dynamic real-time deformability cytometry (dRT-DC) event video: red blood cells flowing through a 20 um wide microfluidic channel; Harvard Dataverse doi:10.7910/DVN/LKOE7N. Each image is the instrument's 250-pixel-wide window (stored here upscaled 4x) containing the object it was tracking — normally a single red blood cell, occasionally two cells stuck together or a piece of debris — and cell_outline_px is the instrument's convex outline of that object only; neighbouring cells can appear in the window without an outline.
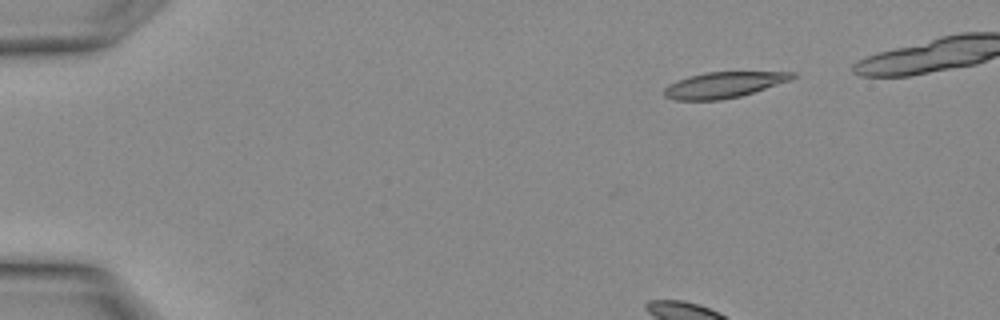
{"species": "Egyptian fruit bat (a non-hibernating species)", "species_latin": "Rousettus aegyptiacus", "temperature_condition": "warm", "stored_images_in_passage": 3, "camera_frame_rate_fps": 3000, "um_per_image_px": 0.085, "animal": {"sex": "female"}, "frame": {"image": 1, "passage_image": 1, "time_ms": 0.0, "image_size_px": [1000, 320], "cell_outline_px": [[796, 76], [788, 80], [740, 96], [720, 100], [676, 100], [664, 96], [664, 88], [668, 84], [676, 80], [688, 76], [704, 72], [796, 72]], "centroid_in_image_um": [61.43, 7.21], "position_along_channel_um": 23.6, "area_um2": 19.07}}